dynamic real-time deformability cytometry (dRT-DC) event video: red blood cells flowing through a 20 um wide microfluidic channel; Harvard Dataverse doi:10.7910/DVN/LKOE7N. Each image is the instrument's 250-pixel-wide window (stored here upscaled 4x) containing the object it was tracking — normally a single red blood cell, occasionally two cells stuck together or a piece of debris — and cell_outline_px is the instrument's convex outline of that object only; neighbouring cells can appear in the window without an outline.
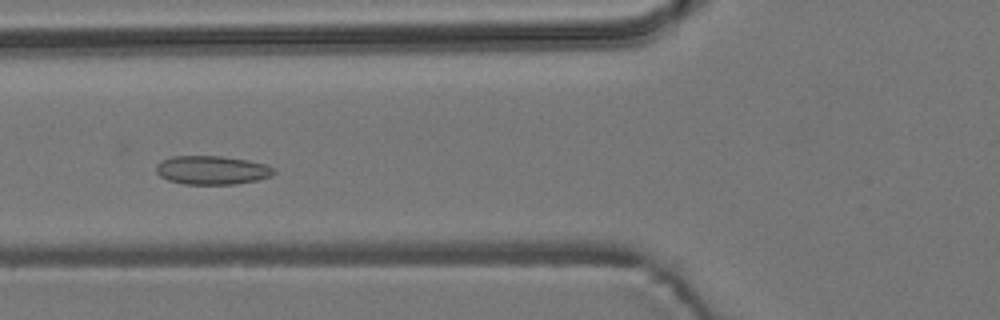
{"species": "common noctule bat (a hibernating species)", "species_latin": "Nyctalus noctula", "temperature_condition": "room temperature", "stored_images_in_passage": 38, "camera_frame_rate_fps": 3000, "um_per_image_px": 0.085, "animal": {"sex": "male", "body_mass_g": 19.2, "forearm_length_mm": 51.8}, "frame": {"image": 1, "passage_image": 4, "time_ms": 1.0, "image_size_px": [1000, 320], "cell_outline_px": [[276, 172], [272, 176], [256, 180], [236, 184], [184, 184], [168, 180], [160, 176], [156, 172], [156, 164], [172, 156], [220, 156], [248, 160], [264, 164], [276, 168]], "centroid_in_image_um": [18.04, 14.46], "position_along_channel_um": 107.8, "area_um2": 19.71}}
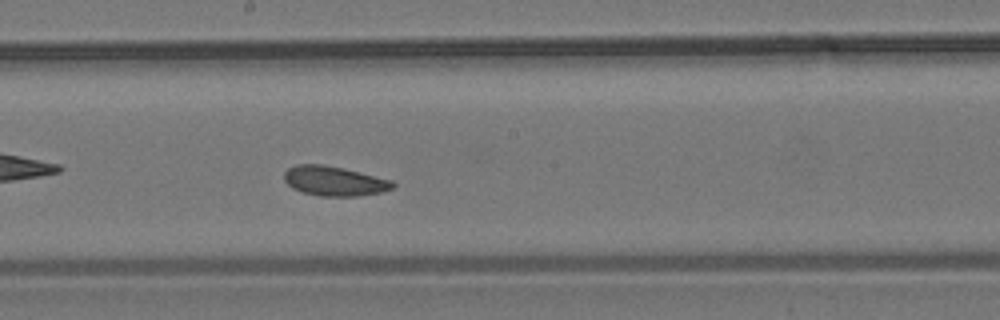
{"frame": {"image": 2, "passage_image": 13, "time_ms": 4.0, "image_size_px": [1000, 320], "cell_outline_px": [[396, 184], [392, 188], [380, 192], [360, 196], [320, 196], [304, 192], [292, 188], [284, 180], [284, 172], [288, 168], [296, 164], [320, 164], [360, 172], [392, 180]], "centroid_in_image_um": [28.4, 15.39], "position_along_channel_um": 219.8, "area_um2": 18.61}}
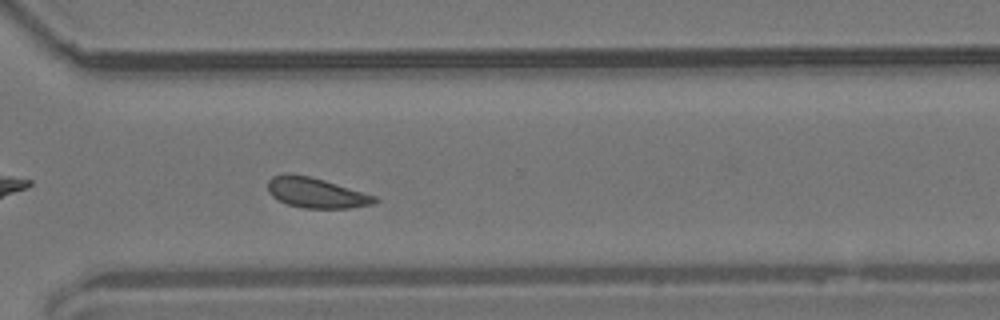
{"frame": {"image": 3, "passage_image": 23, "time_ms": 7.333, "image_size_px": [1000, 320], "cell_outline_px": [[380, 200], [376, 204], [348, 208], [304, 208], [288, 204], [276, 200], [268, 192], [268, 180], [272, 176], [284, 172], [308, 176], [324, 180], [376, 196]], "centroid_in_image_um": [26.85, 16.38], "position_along_channel_um": 343.7, "area_um2": 18.96}, "authors_computed_cell_mechanics": {"area_um2": 18.6405, "velocity_mm_per_s": 3.732, "shape_relaxation_time_tau1_ms": 5.8461, "shape_relaxation_time_tau2_ms": null, "deformation_change_tau1": 0.0611, "deformation_change_tau2": null}}